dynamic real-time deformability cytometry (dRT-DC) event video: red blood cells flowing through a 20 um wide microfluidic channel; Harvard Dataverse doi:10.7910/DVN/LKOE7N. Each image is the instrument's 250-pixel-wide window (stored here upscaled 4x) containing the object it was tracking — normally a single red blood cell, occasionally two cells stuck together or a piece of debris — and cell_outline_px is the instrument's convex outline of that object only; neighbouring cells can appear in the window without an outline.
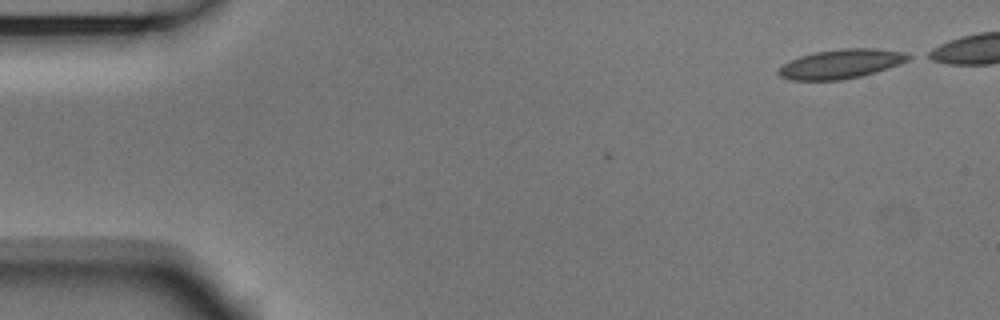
{"species": "Egyptian fruit bat (a non-hibernating species)", "species_latin": "Rousettus aegyptiacus", "temperature_condition": "room temperature", "stored_images_in_passage": 4, "camera_frame_rate_fps": 3000, "um_per_image_px": 0.085, "animal": {"sex": "male"}, "frame": {"image": 1, "passage_image": 1, "time_ms": 0.0, "image_size_px": [1000, 320], "cell_outline_px": [[916, 56], [900, 64], [876, 72], [860, 76], [840, 80], [792, 80], [780, 76], [776, 72], [784, 64], [800, 56], [812, 52], [840, 48], [876, 48], [908, 52]], "centroid_in_image_um": [71.56, 5.41], "position_along_channel_um": 13.4, "area_um2": 22.37}}